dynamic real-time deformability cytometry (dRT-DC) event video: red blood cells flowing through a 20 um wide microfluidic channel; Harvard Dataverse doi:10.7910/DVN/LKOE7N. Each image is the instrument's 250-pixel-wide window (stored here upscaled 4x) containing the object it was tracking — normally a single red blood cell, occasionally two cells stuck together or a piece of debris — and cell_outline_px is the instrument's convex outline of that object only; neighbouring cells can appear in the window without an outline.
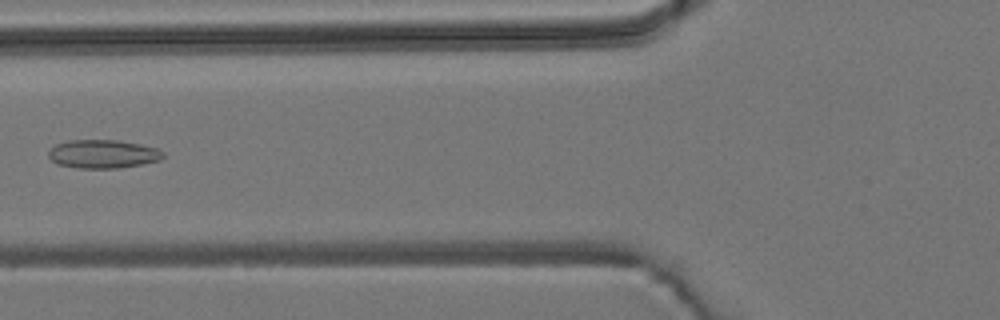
{"species": "common noctule bat (a hibernating species)", "species_latin": "Nyctalus noctula", "temperature_condition": "room temperature", "stored_images_in_passage": 6, "camera_frame_rate_fps": 3000, "um_per_image_px": 0.085, "animal": {"sex": "male", "body_mass_g": 19.2, "forearm_length_mm": 51.8}, "frame": {"image": 1, "passage_image": 5, "time_ms": 4.667, "image_size_px": [1000, 320], "cell_outline_px": [[164, 156], [160, 160], [140, 164], [116, 168], [80, 168], [56, 164], [48, 156], [48, 152], [56, 144], [68, 140], [116, 140], [140, 144], [156, 148], [164, 152]], "centroid_in_image_um": [8.73, 13.08], "position_along_channel_um": 117.1, "area_um2": 18.9}}
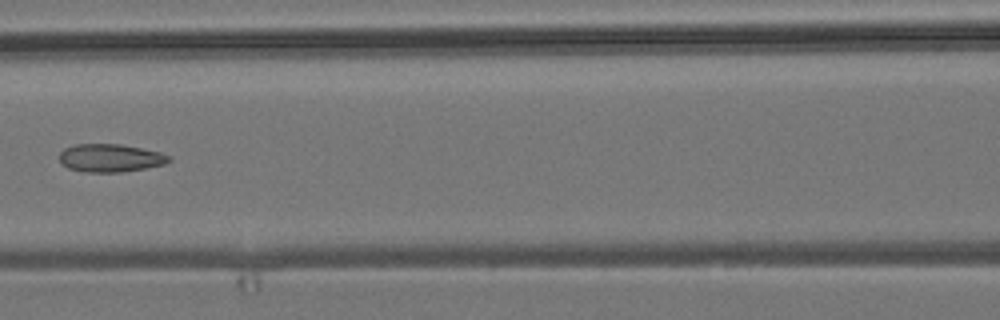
{"frame": {"image": 2, "passage_image": 6, "time_ms": 5.667, "image_size_px": [1000, 320], "cell_outline_px": [[172, 160], [164, 164], [144, 168], [120, 172], [84, 172], [68, 168], [60, 164], [60, 152], [64, 148], [72, 144], [120, 144], [160, 152], [172, 156]], "centroid_in_image_um": [9.35, 13.42], "position_along_channel_um": 157.2, "area_um2": 17.98}}